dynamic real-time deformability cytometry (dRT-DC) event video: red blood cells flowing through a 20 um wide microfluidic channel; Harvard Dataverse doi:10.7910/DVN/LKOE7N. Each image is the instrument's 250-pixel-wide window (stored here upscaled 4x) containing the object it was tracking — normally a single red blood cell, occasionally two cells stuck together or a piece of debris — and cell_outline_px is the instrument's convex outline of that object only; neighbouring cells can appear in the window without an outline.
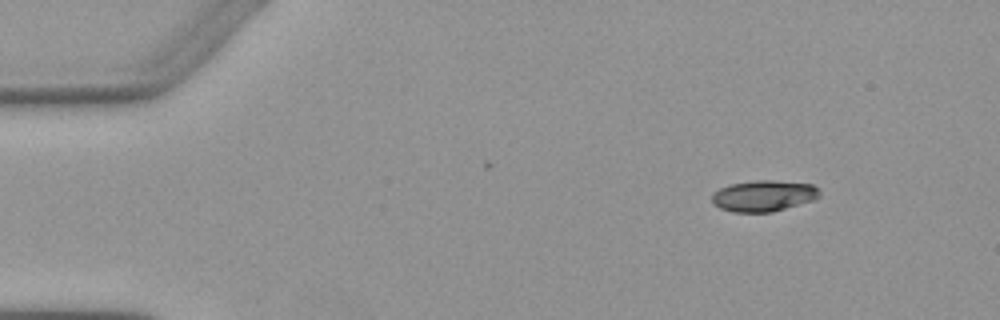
{"species": "Egyptian fruit bat (a non-hibernating species)", "species_latin": "Rousettus aegyptiacus", "temperature_condition": "warm", "stored_images_in_passage": 4, "camera_frame_rate_fps": 3000, "um_per_image_px": 0.085, "animal": {"sex": "female"}, "frame": {"image": 1, "passage_image": 1, "time_ms": 0.0, "image_size_px": [1000, 320], "cell_outline_px": [[820, 196], [812, 200], [772, 212], [732, 212], [720, 208], [712, 204], [712, 192], [728, 184], [756, 180], [772, 180], [812, 184], [820, 192]], "centroid_in_image_um": [64.85, 16.64], "position_along_channel_um": 20.1, "area_um2": 19.54}}
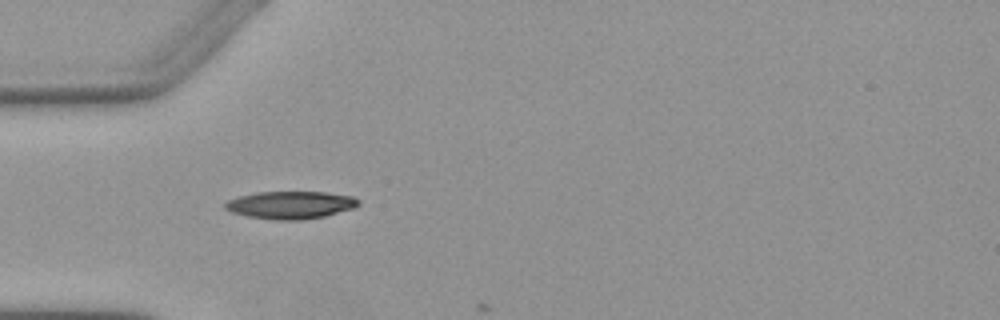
{"frame": {"image": 2, "passage_image": 4, "time_ms": 3.333, "image_size_px": [1000, 320], "cell_outline_px": [[360, 204], [352, 208], [324, 216], [300, 220], [276, 220], [248, 216], [232, 212], [224, 208], [224, 204], [228, 200], [240, 196], [256, 192], [324, 192], [352, 196], [360, 200]], "centroid_in_image_um": [24.69, 17.42], "position_along_channel_um": 60.3, "area_um2": 21.27}}